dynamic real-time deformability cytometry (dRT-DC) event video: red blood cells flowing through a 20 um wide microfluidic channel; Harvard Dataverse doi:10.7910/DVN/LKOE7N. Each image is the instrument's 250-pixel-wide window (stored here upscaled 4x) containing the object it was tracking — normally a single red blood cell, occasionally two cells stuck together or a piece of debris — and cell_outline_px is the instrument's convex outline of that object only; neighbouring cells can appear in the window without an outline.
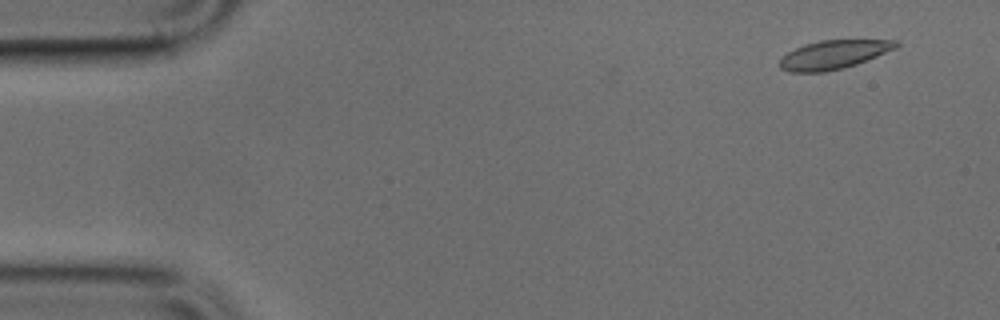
{"species": "common noctule bat (a hibernating species)", "species_latin": "Nyctalus noctula", "temperature_condition": "cold", "stored_images_in_passage": 50, "camera_frame_rate_fps": 3000, "um_per_image_px": 0.085, "animal": {"sex": "male", "body_mass_g": 17.9, "forearm_length_mm": 54.2}, "frame": {"image": 1, "passage_image": 4, "time_ms": 1.0, "image_size_px": [1000, 320], "cell_outline_px": [[900, 44], [896, 48], [856, 64], [824, 72], [788, 72], [780, 68], [780, 60], [788, 52], [804, 44], [820, 40], [900, 40]], "centroid_in_image_um": [70.86, 4.63], "position_along_channel_um": 14.1, "area_um2": 19.25}}
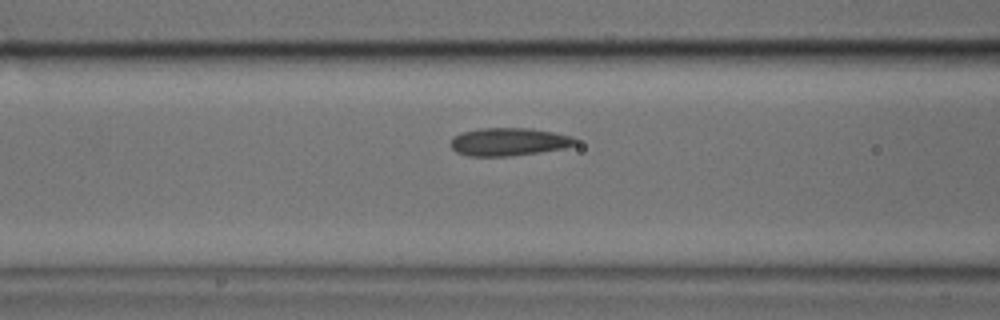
{"frame": {"image": 2, "passage_image": 20, "time_ms": 6.333, "image_size_px": [1000, 320], "cell_outline_px": [[576, 144], [564, 148], [540, 152], [508, 156], [468, 156], [456, 152], [448, 144], [452, 136], [460, 132], [480, 128], [532, 128], [572, 136], [576, 140]], "centroid_in_image_um": [43.18, 12.05], "position_along_channel_um": 123.4, "area_um2": 20.46}}
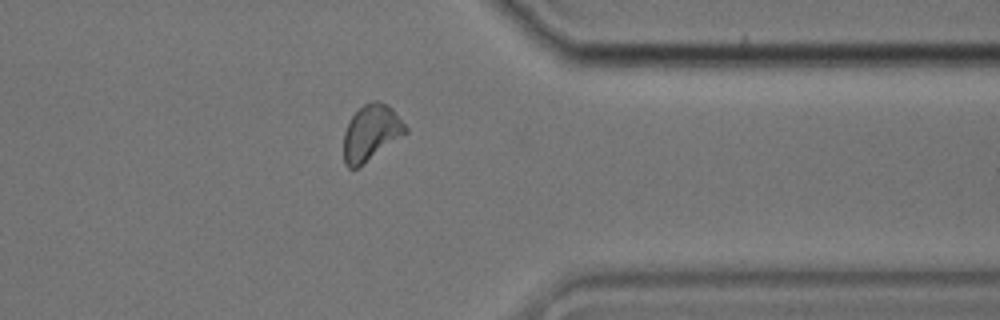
{"frame": {"image": 3, "passage_image": 40, "time_ms": 13.0, "image_size_px": [1000, 320], "cell_outline_px": [[408, 132], [356, 168], [348, 168], [344, 164], [344, 132], [348, 120], [364, 104], [372, 100], [376, 100], [392, 108], [408, 128]], "centroid_in_image_um": [31.53, 11.27], "position_along_channel_um": 379.9, "area_um2": 19.83}}